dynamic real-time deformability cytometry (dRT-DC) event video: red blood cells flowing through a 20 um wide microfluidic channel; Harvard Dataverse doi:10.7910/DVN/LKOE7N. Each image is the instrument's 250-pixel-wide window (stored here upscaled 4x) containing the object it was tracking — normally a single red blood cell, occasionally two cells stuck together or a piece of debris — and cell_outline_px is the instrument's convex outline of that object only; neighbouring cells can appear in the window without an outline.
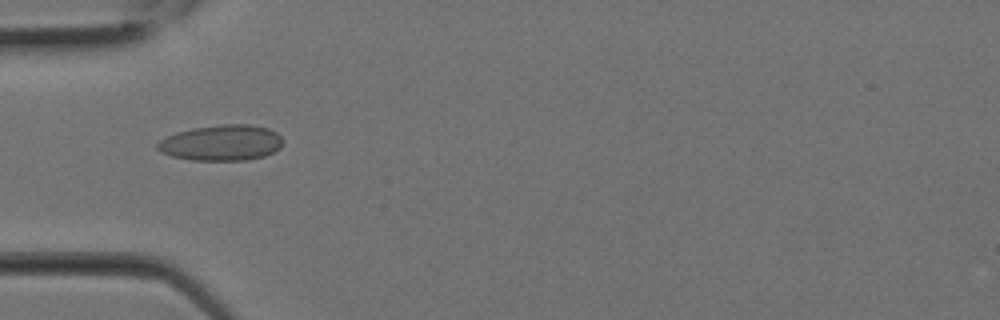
{"species": "Egyptian fruit bat (a non-hibernating species)", "species_latin": "Rousettus aegyptiacus", "temperature_condition": "room temperature", "stored_images_in_passage": 2, "camera_frame_rate_fps": 3000, "um_per_image_px": 0.085, "animal": {"sex": "female"}, "frame": {"image": 1, "passage_image": 2, "time_ms": 0.333, "image_size_px": [1000, 320], "cell_outline_px": [[280, 148], [264, 156], [248, 160], [192, 160], [172, 156], [160, 152], [156, 148], [156, 144], [160, 140], [176, 132], [192, 128], [224, 124], [248, 124], [268, 128], [276, 132], [280, 136]], "centroid_in_image_um": [18.79, 12.14], "position_along_channel_um": 66.2, "area_um2": 26.01}}